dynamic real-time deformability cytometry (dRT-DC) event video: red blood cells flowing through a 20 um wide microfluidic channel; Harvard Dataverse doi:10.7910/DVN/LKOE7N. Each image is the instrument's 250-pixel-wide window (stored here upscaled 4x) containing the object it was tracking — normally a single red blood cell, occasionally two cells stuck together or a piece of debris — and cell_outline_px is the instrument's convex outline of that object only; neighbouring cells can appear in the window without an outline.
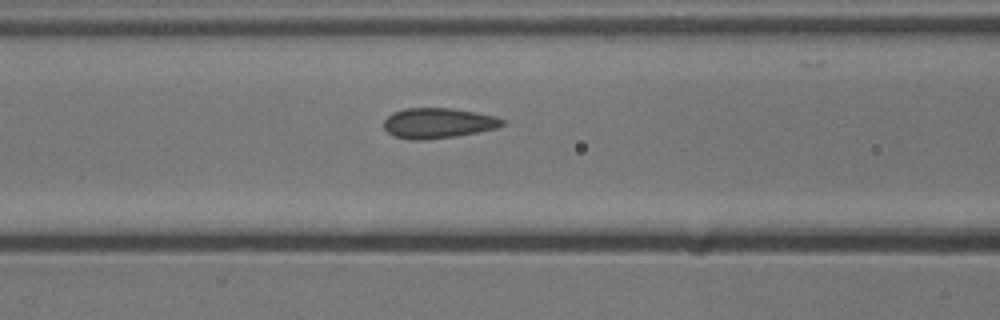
{"species": "common noctule bat (a hibernating species)", "species_latin": "Nyctalus noctula", "temperature_condition": "cold", "stored_images_in_passage": 21, "camera_frame_rate_fps": 3000, "um_per_image_px": 0.085, "animal": {"sex": "male", "body_mass_g": 13.3}, "frame": {"image": 1, "passage_image": 5, "time_ms": 1.333, "image_size_px": [1000, 320], "cell_outline_px": [[504, 124], [496, 128], [456, 136], [424, 140], [412, 140], [396, 136], [388, 132], [384, 128], [384, 120], [392, 112], [404, 108], [452, 108], [476, 112], [496, 116], [504, 120]], "centroid_in_image_um": [37.22, 10.45], "position_along_channel_um": 129.4, "area_um2": 20.87}}
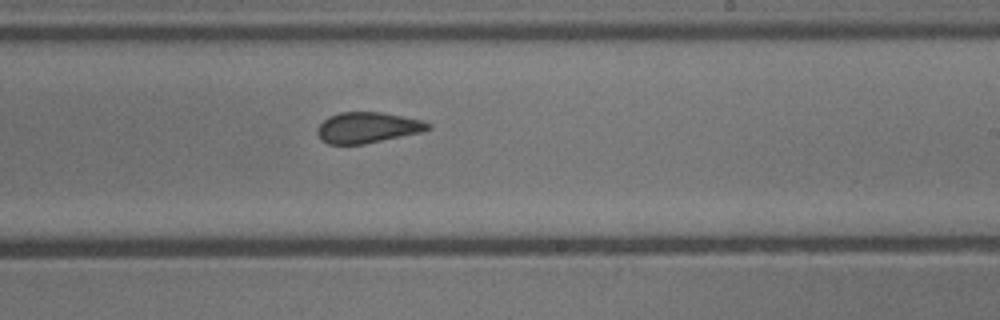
{"frame": {"image": 2, "passage_image": 15, "time_ms": 4.667, "image_size_px": [1000, 320], "cell_outline_px": [[432, 128], [424, 132], [364, 144], [328, 144], [320, 140], [316, 132], [316, 128], [328, 116], [340, 112], [380, 112], [424, 120], [432, 124]], "centroid_in_image_um": [31.26, 10.85], "position_along_channel_um": 257.7, "area_um2": 20.17}}
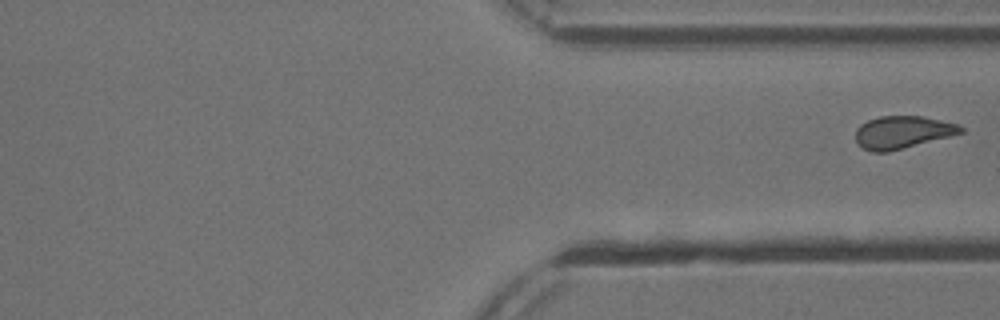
{"frame": {"image": 3, "passage_image": 21, "time_ms": 6.667, "image_size_px": [1000, 320], "cell_outline_px": [[964, 132], [888, 152], [872, 152], [864, 148], [856, 140], [856, 128], [860, 124], [868, 120], [880, 116], [920, 116], [940, 120], [956, 124], [964, 128]], "centroid_in_image_um": [76.68, 11.23], "position_along_channel_um": 334.7, "area_um2": 19.65}}